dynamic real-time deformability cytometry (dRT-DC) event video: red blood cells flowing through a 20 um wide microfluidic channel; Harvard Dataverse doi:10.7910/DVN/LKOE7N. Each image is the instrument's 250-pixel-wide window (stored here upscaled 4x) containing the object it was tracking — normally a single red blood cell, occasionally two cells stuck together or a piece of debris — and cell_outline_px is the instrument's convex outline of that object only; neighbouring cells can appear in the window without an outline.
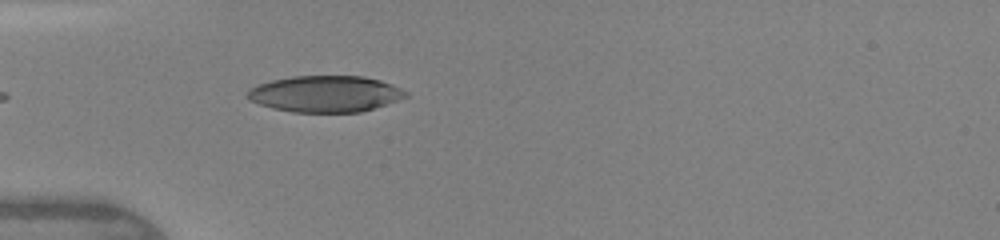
{"species": "human", "species_latin": "Homo sapiens", "temperature_condition": "warm", "stored_images_in_passage": 6, "camera_frame_rate_fps": 3000, "um_per_image_px": 0.085, "donor": {"sex": "female"}, "frame": {"image": 1, "passage_image": 1, "time_ms": 0.0, "image_size_px": [1000, 240], "cell_outline_px": [[408, 96], [360, 112], [292, 112], [272, 108], [248, 100], [244, 96], [252, 88], [260, 84], [272, 80], [292, 76], [364, 76], [380, 80], [392, 84], [408, 92]], "centroid_in_image_um": [27.63, 7.97], "position_along_channel_um": 57.4, "area_um2": 33.35}}